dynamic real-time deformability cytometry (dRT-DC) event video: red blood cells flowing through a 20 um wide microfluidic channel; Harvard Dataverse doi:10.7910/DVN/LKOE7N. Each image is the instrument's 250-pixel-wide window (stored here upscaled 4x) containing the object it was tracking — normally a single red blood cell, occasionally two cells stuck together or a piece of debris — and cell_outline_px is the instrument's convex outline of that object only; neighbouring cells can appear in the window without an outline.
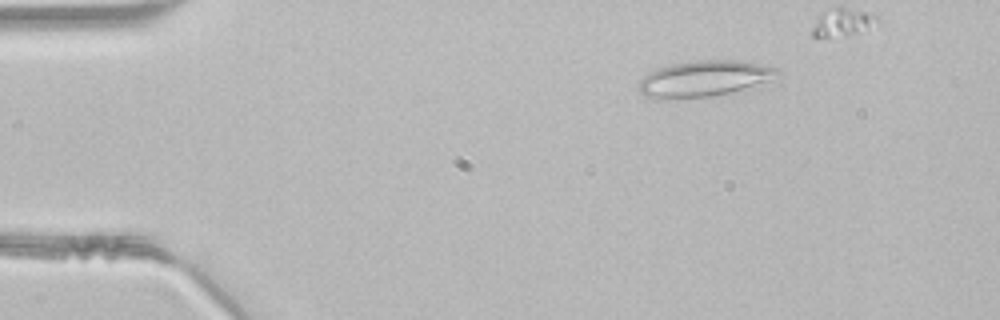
{"species": "common noctule bat (a hibernating species)", "species_latin": "Nyctalus noctula", "temperature_condition": "room temperature", "stored_images_in_passage": 38, "camera_frame_rate_fps": 3000, "um_per_image_px": 0.085, "animal": {"sex": "male", "body_mass_g": 21.5, "forearm_length_mm": 52.0}, "frame": {"image": 1, "passage_image": 7, "time_ms": 2.0, "image_size_px": [1000, 320], "cell_outline_px": [[784, 72], [780, 76], [760, 88], [708, 96], [644, 96], [640, 92], [640, 80], [644, 76], [660, 68], [672, 64], [700, 60], [740, 60], [780, 68]], "centroid_in_image_um": [60.13, 6.65], "position_along_channel_um": 24.9, "area_um2": 28.96}}
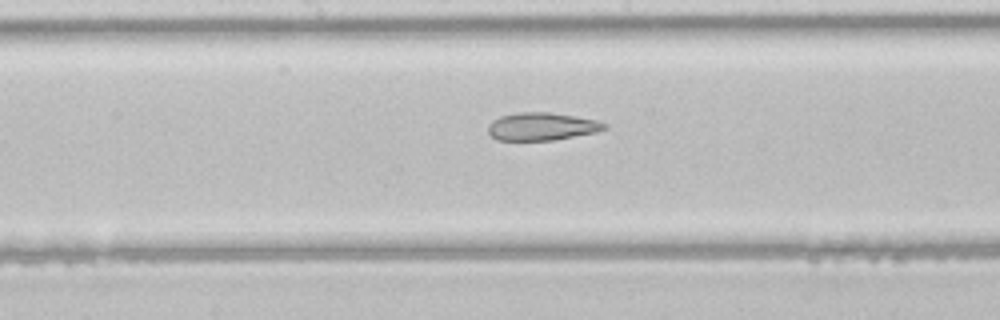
{"frame": {"image": 2, "passage_image": 24, "time_ms": 7.667, "image_size_px": [1000, 320], "cell_outline_px": [[608, 128], [596, 132], [552, 140], [496, 140], [488, 132], [488, 124], [492, 120], [500, 116], [520, 112], [548, 112], [576, 116], [596, 120], [608, 124]], "centroid_in_image_um": [46.05, 10.74], "position_along_channel_um": 202.2, "area_um2": 18.84}}
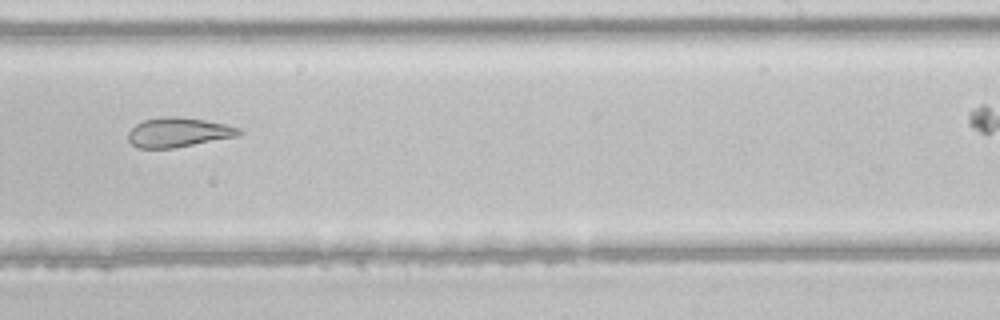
{"frame": {"image": 3, "passage_image": 29, "time_ms": 9.333, "image_size_px": [1000, 320], "cell_outline_px": [[244, 132], [236, 136], [172, 148], [136, 148], [128, 140], [128, 132], [136, 124], [144, 120], [164, 116], [184, 116], [224, 124], [240, 128]], "centroid_in_image_um": [15.13, 11.24], "position_along_channel_um": 273.9, "area_um2": 18.96}}